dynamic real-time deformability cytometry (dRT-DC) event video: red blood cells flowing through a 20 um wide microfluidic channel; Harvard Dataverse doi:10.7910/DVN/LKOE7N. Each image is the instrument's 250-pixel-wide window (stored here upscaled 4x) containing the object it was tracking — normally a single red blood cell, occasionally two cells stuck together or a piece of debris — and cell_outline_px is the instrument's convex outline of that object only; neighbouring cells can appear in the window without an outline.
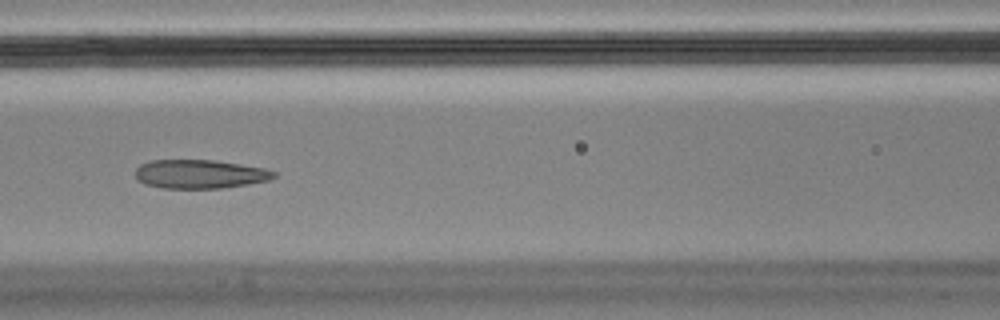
{"species": "Egyptian fruit bat (a non-hibernating species)", "species_latin": "Rousettus aegyptiacus", "temperature_condition": "cold", "stored_images_in_passage": 11, "camera_frame_rate_fps": 3000, "um_per_image_px": 0.085, "animal": {"sex": "male"}, "frame": {"image": 1, "passage_image": 8, "time_ms": 2.333, "image_size_px": [1000, 320], "cell_outline_px": [[276, 176], [268, 180], [248, 184], [220, 188], [164, 188], [144, 184], [136, 180], [136, 168], [140, 164], [152, 160], [216, 160], [264, 168], [276, 172]], "centroid_in_image_um": [16.96, 14.79], "position_along_channel_um": 149.6, "area_um2": 23.24}}